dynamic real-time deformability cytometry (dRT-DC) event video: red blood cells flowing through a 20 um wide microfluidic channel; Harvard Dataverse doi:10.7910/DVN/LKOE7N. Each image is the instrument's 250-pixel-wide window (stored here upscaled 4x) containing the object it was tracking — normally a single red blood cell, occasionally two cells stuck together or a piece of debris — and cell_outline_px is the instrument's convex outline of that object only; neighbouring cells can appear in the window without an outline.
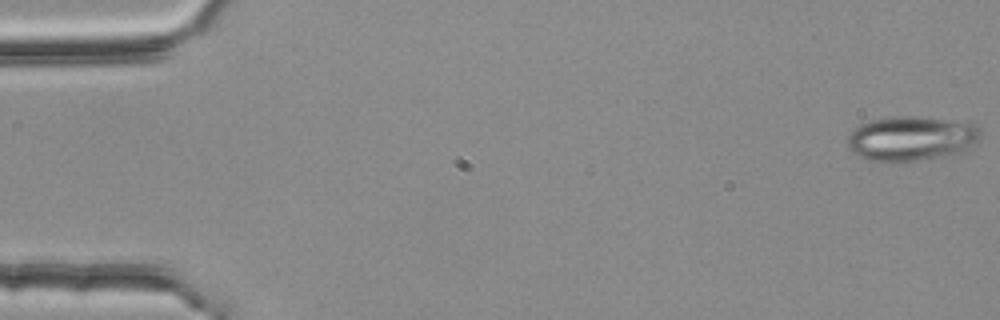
{"species": "common noctule bat (a hibernating species)", "species_latin": "Nyctalus noctula", "temperature_condition": "room temperature", "stored_images_in_passage": 54, "camera_frame_rate_fps": 3000, "um_per_image_px": 0.085, "animal": {"sex": "female", "body_mass_g": 25.1}, "frame": {"image": 1, "passage_image": 1, "time_ms": 0.0, "image_size_px": [1000, 320], "cell_outline_px": [[980, 136], [976, 140], [956, 152], [896, 164], [884, 164], [868, 160], [852, 152], [848, 148], [848, 136], [860, 124], [872, 120], [892, 116], [920, 116], [968, 120], [976, 124], [980, 128]], "centroid_in_image_um": [77.42, 11.75], "position_along_channel_um": 7.6, "area_um2": 34.91}}
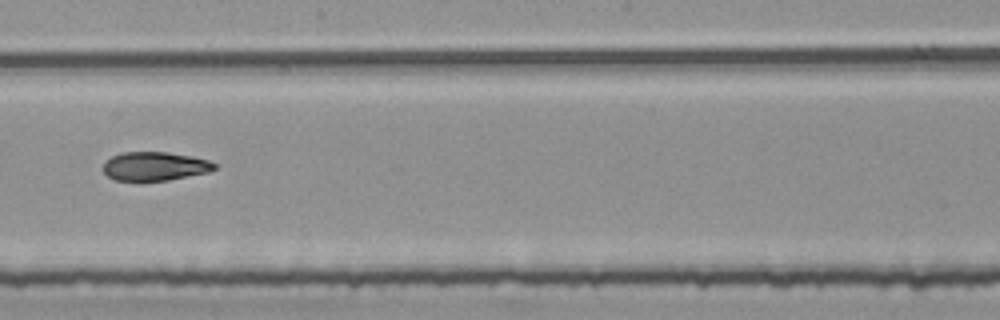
{"frame": {"image": 2, "passage_image": 31, "time_ms": 10.0, "image_size_px": [1000, 320], "cell_outline_px": [[216, 168], [208, 172], [168, 180], [140, 184], [116, 180], [108, 176], [104, 172], [104, 160], [120, 152], [168, 152], [192, 156], [208, 160], [216, 164]], "centroid_in_image_um": [13.1, 14.16], "position_along_channel_um": 235.1, "area_um2": 19.31}}
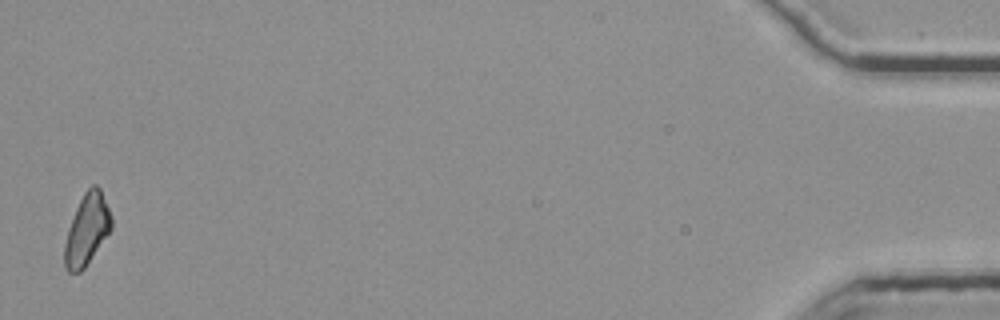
{"frame": {"image": 3, "passage_image": 54, "time_ms": 17.667, "image_size_px": [1000, 320], "cell_outline_px": [[112, 228], [84, 268], [80, 272], [68, 272], [64, 268], [64, 244], [68, 228], [76, 208], [84, 192], [92, 184], [96, 184], [100, 188], [112, 216]], "centroid_in_image_um": [7.38, 19.51], "position_along_channel_um": 427.8, "area_um2": 19.31}, "authors_computed_cell_mechanics": {"area_um2": 19.7965, "velocity_mm_per_s": 3.7701, "shape_relaxation_time_tau1_ms": 7.896, "shape_relaxation_time_tau2_ms": 5.9512, "deformation_change_tau1": 0.1884, "deformation_change_tau2": 0.1282}}